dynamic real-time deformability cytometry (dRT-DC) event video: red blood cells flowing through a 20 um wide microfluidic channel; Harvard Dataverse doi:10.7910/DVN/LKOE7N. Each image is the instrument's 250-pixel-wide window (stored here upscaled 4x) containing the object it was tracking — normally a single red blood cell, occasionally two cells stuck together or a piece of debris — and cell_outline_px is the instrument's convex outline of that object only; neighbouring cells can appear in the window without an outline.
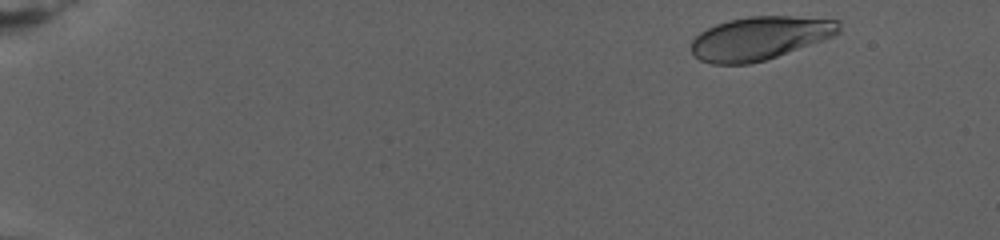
{"species": "human", "species_latin": "Homo sapiens", "temperature_condition": "warm", "stored_images_in_passage": 15, "camera_frame_rate_fps": 3000, "um_per_image_px": 0.085, "donor": {"sex": "female"}, "frame": {"image": 1, "passage_image": 2, "time_ms": 0.667, "image_size_px": [1000, 240], "cell_outline_px": [[840, 32], [824, 40], [764, 60], [748, 64], [712, 64], [700, 60], [692, 52], [692, 40], [700, 32], [716, 24], [728, 20], [748, 16], [792, 16], [840, 20]], "centroid_in_image_um": [64.59, 3.23], "position_along_channel_um": 20.4, "area_um2": 37.11}}
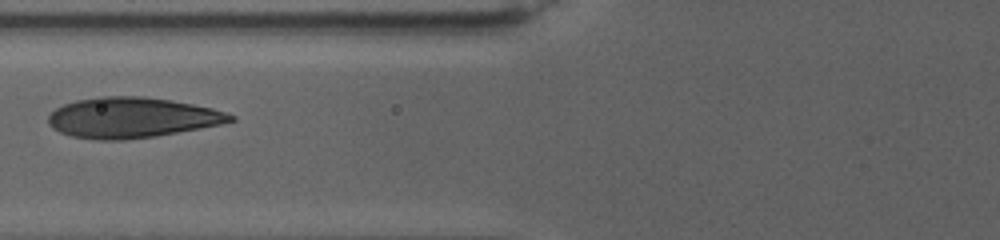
{"frame": {"image": 2, "passage_image": 13, "time_ms": 9.667, "image_size_px": [1000, 240], "cell_outline_px": [[236, 120], [220, 124], [200, 128], [152, 136], [124, 140], [96, 140], [72, 136], [60, 132], [52, 128], [48, 124], [48, 116], [56, 108], [64, 104], [76, 100], [96, 96], [144, 96], [172, 100], [212, 108], [236, 116]], "centroid_in_image_um": [11.17, 9.99], "position_along_channel_um": 114.6, "area_um2": 42.83}}
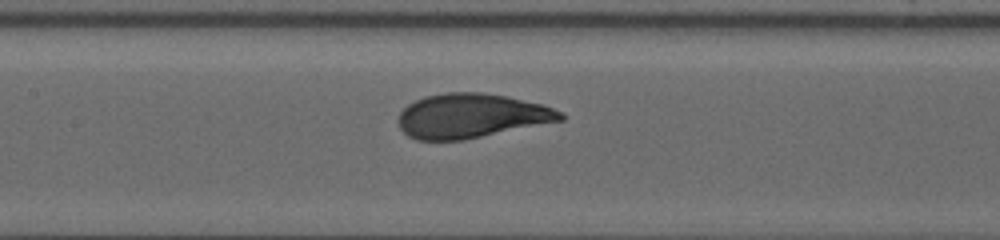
{"frame": {"image": 3, "passage_image": 15, "time_ms": 11.667, "image_size_px": [1000, 240], "cell_outline_px": [[564, 120], [464, 140], [416, 140], [408, 136], [400, 128], [400, 112], [408, 104], [424, 96], [448, 92], [480, 92], [504, 96], [544, 104], [560, 112], [564, 116]], "centroid_in_image_um": [40.06, 9.85], "position_along_channel_um": 167.3, "area_um2": 41.73}}